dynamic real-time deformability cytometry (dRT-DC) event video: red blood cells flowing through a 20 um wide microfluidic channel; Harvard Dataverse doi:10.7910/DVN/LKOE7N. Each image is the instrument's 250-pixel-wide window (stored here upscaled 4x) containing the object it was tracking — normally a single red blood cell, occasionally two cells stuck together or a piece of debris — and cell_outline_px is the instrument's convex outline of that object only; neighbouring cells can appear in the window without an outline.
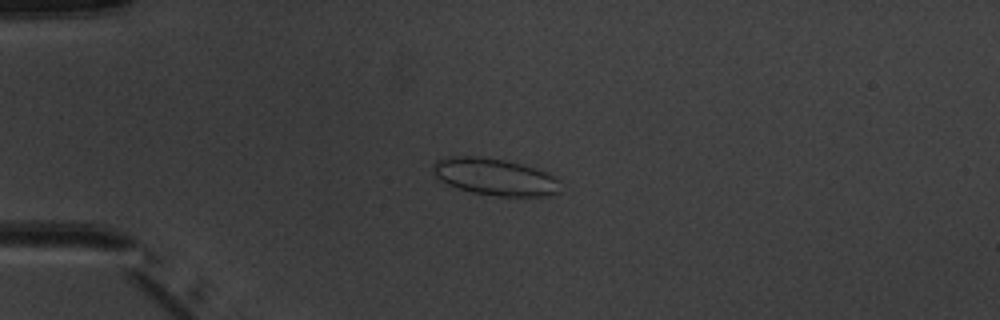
{"species": "common noctule bat (a hibernating species)", "species_latin": "Nyctalus noctula", "temperature_condition": "warm", "stored_images_in_passage": 7, "camera_frame_rate_fps": 3000, "um_per_image_px": 0.085, "animal": {"sex": "male", "body_mass_g": 20.1, "forearm_length_mm": 53.5}, "frame": {"image": 1, "passage_image": 4, "time_ms": 3.333, "image_size_px": [1000, 320], "cell_outline_px": [[560, 192], [548, 196], [496, 196], [472, 192], [448, 184], [440, 180], [432, 172], [432, 164], [436, 160], [452, 156], [480, 156], [504, 160], [520, 164], [544, 172], [560, 180]], "centroid_in_image_um": [42.04, 15.03], "position_along_channel_um": 43.0, "area_um2": 27.28}}
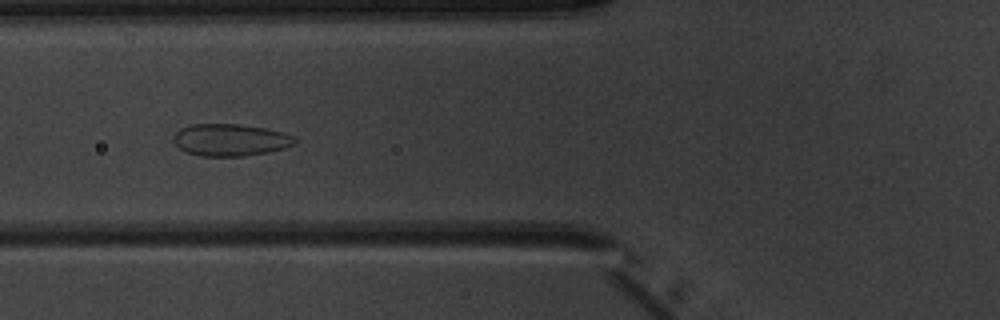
{"frame": {"image": 2, "passage_image": 6, "time_ms": 5.667, "image_size_px": [1000, 320], "cell_outline_px": [[296, 144], [284, 148], [268, 152], [244, 156], [200, 156], [184, 152], [172, 140], [172, 136], [180, 128], [188, 124], [240, 124], [264, 128], [284, 132], [296, 136]], "centroid_in_image_um": [19.57, 11.89], "position_along_channel_um": 106.2, "area_um2": 23.0}}
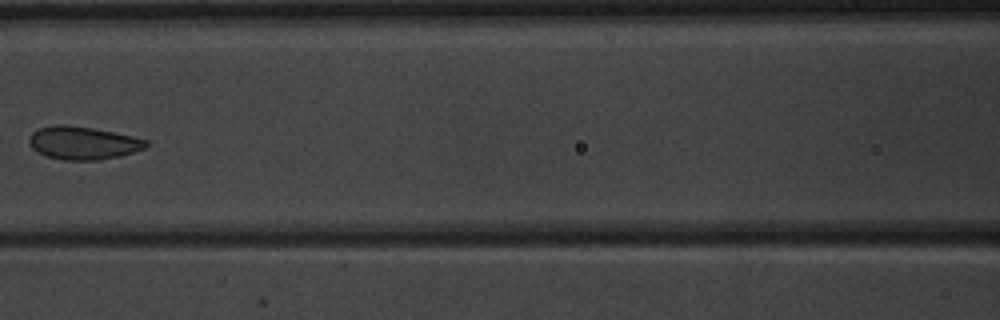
{"frame": {"image": 3, "passage_image": 7, "time_ms": 7.0, "image_size_px": [1000, 320], "cell_outline_px": [[148, 144], [144, 148], [120, 156], [100, 160], [64, 160], [48, 156], [32, 148], [28, 140], [32, 132], [40, 128], [60, 124], [64, 124], [92, 128], [132, 136], [148, 140]], "centroid_in_image_um": [7.06, 12.15], "position_along_channel_um": 159.5, "area_um2": 22.2}}